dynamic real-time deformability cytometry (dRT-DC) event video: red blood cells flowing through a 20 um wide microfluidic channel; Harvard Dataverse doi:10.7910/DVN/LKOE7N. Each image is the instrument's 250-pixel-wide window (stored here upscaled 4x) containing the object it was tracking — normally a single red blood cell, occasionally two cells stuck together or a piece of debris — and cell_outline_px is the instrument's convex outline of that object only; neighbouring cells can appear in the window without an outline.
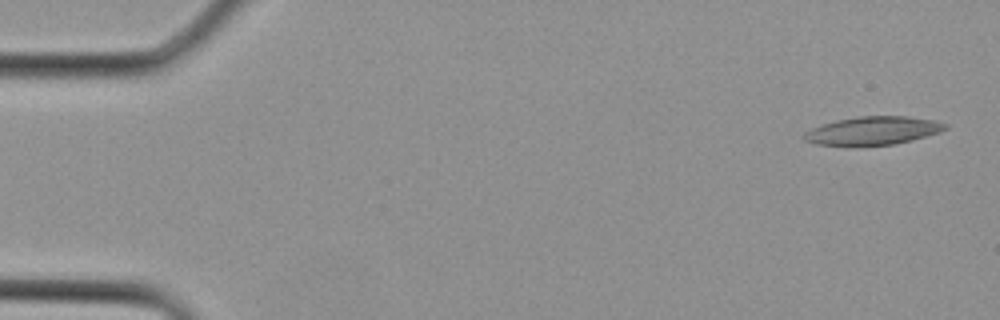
{"species": "Egyptian fruit bat (a non-hibernating species)", "species_latin": "Rousettus aegyptiacus", "temperature_condition": "cold", "stored_images_in_passage": 4, "camera_frame_rate_fps": 3000, "um_per_image_px": 0.085, "animal": {"sex": "female"}, "frame": {"image": 1, "passage_image": 1, "time_ms": 0.0, "image_size_px": [1000, 320], "cell_outline_px": [[948, 128], [940, 132], [912, 140], [892, 144], [816, 144], [804, 140], [804, 132], [812, 128], [836, 120], [860, 116], [908, 116], [932, 120], [948, 124]], "centroid_in_image_um": [74.25, 11.08], "position_along_channel_um": 10.8, "area_um2": 22.66}}
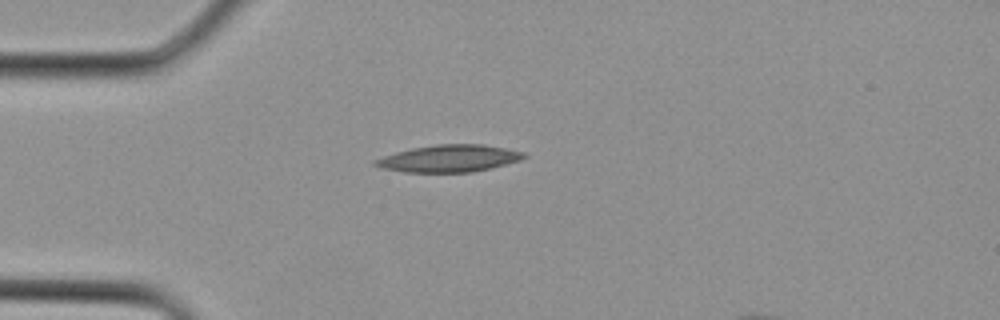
{"frame": {"image": 2, "passage_image": 3, "time_ms": 0.667, "image_size_px": [1000, 320], "cell_outline_px": [[528, 156], [520, 160], [492, 168], [472, 172], [404, 172], [380, 168], [372, 164], [372, 160], [396, 152], [412, 148], [436, 144], [484, 144], [524, 152]], "centroid_in_image_um": [38.15, 13.47], "position_along_channel_um": 46.8, "area_um2": 23.58}}